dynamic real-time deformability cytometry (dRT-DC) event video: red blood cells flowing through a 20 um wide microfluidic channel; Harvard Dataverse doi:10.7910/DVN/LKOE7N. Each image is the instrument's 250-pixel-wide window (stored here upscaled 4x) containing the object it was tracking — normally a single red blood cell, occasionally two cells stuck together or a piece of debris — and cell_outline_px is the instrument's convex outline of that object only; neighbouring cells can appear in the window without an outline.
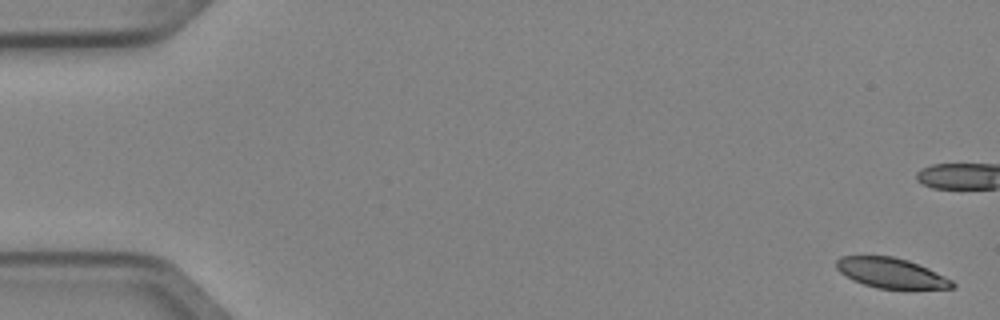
{"species": "Egyptian fruit bat (a non-hibernating species)", "species_latin": "Rousettus aegyptiacus", "temperature_condition": "cold", "stored_images_in_passage": 6, "camera_frame_rate_fps": 3000, "um_per_image_px": 0.085, "animal": {"sex": "female"}, "frame": {"image": 1, "passage_image": 1, "time_ms": 0.0, "image_size_px": [1000, 320], "cell_outline_px": [[956, 284], [952, 288], [876, 288], [852, 280], [840, 272], [836, 268], [836, 260], [840, 256], [892, 256], [908, 260], [928, 268], [952, 280]], "centroid_in_image_um": [75.71, 23.19], "position_along_channel_um": 9.3, "area_um2": 20.11}}
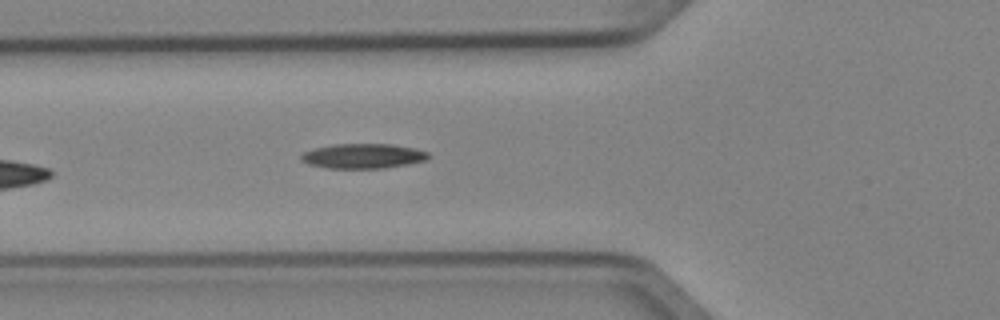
{"frame": {"image": 2, "passage_image": 6, "time_ms": 1.667, "image_size_px": [1000, 320], "cell_outline_px": [[428, 156], [424, 160], [408, 164], [384, 168], [324, 168], [308, 164], [300, 160], [300, 156], [304, 152], [312, 148], [332, 144], [392, 144], [416, 148], [428, 152]], "centroid_in_image_um": [30.8, 13.26], "position_along_channel_um": 95.0, "area_um2": 18.5}}